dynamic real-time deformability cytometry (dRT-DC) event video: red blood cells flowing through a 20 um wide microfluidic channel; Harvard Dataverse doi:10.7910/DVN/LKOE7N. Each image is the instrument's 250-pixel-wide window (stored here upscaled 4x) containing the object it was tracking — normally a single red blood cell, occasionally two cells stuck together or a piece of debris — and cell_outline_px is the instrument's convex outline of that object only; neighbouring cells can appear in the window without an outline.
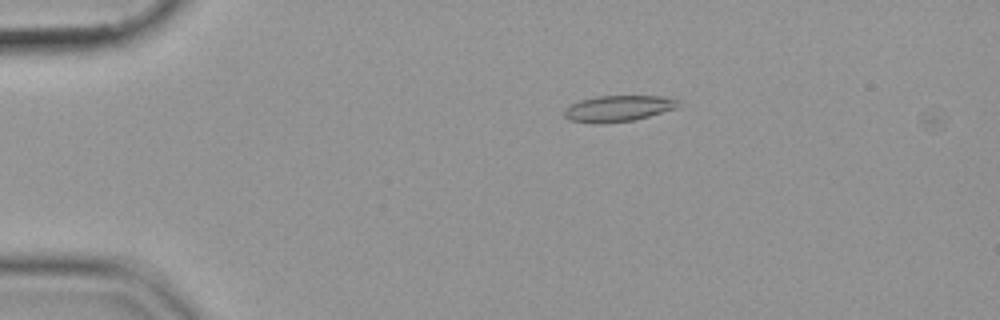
{"species": "common noctule bat (a hibernating species)", "species_latin": "Nyctalus noctula", "temperature_condition": "cold", "stored_images_in_passage": 14, "camera_frame_rate_fps": 3000, "um_per_image_px": 0.085, "animal": {"sex": "female", "body_mass_g": 19.9}, "frame": {"image": 1, "passage_image": 12, "time_ms": 3.667, "image_size_px": [1000, 320], "cell_outline_px": [[676, 108], [648, 116], [632, 120], [572, 120], [564, 116], [564, 108], [580, 100], [600, 96], [660, 96], [676, 100]], "centroid_in_image_um": [52.56, 9.16], "position_along_channel_um": 32.4, "area_um2": 16.01}}